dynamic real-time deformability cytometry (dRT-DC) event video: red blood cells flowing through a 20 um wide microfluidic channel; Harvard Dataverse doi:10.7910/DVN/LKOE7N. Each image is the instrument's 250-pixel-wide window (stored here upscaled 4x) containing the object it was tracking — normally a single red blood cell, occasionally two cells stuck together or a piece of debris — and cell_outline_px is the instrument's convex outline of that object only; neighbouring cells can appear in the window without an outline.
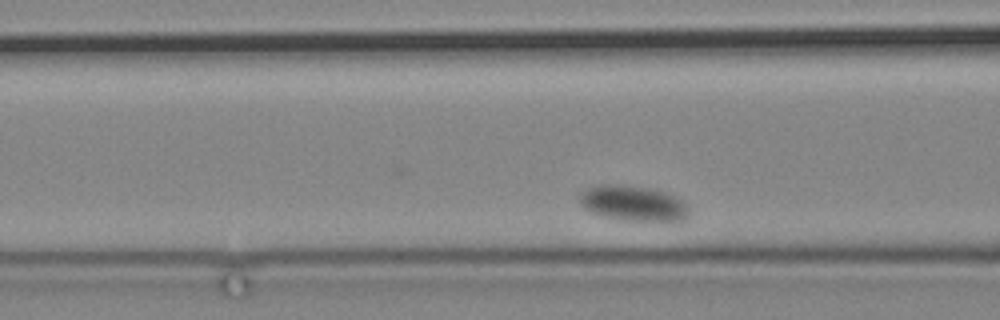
{"species": "common noctule bat (a hibernating species)", "species_latin": "Nyctalus noctula", "temperature_condition": "cold", "stored_images_in_passage": 36, "camera_frame_rate_fps": 3000, "um_per_image_px": 0.085, "animal": {"sex": "male", "body_mass_g": 19.2, "forearm_length_mm": 51.8}, "frame": {"image": 1, "passage_image": 6, "time_ms": 1.667, "image_size_px": [1000, 320], "cell_outline_px": [[688, 216], [684, 220], [620, 220], [588, 212], [580, 204], [580, 192], [596, 184], [624, 184], [648, 188], [664, 192], [688, 204]], "centroid_in_image_um": [53.75, 17.27], "position_along_channel_um": 112.8, "area_um2": 22.48}}
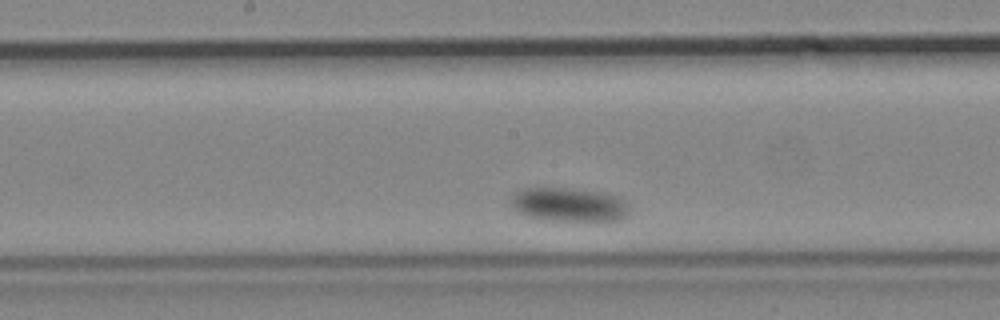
{"frame": {"image": 2, "passage_image": 17, "time_ms": 5.333, "image_size_px": [1000, 320], "cell_outline_px": [[628, 212], [620, 220], [544, 220], [528, 216], [516, 212], [512, 208], [512, 196], [520, 188], [568, 188], [608, 192], [624, 200], [628, 208]], "centroid_in_image_um": [48.33, 17.38], "position_along_channel_um": 199.9, "area_um2": 23.35}}
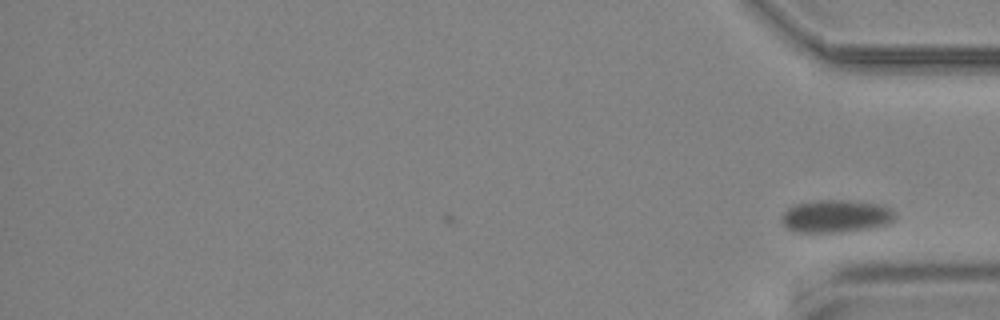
{"frame": {"image": 3, "passage_image": 36, "time_ms": 11.667, "image_size_px": [1000, 320], "cell_outline_px": [[896, 216], [888, 224], [868, 228], [844, 232], [796, 232], [788, 228], [780, 220], [784, 212], [788, 208], [796, 204], [812, 200], [848, 200], [880, 204], [896, 212]], "centroid_in_image_um": [71.05, 18.37], "position_along_channel_um": 364.2, "area_um2": 21.62}}